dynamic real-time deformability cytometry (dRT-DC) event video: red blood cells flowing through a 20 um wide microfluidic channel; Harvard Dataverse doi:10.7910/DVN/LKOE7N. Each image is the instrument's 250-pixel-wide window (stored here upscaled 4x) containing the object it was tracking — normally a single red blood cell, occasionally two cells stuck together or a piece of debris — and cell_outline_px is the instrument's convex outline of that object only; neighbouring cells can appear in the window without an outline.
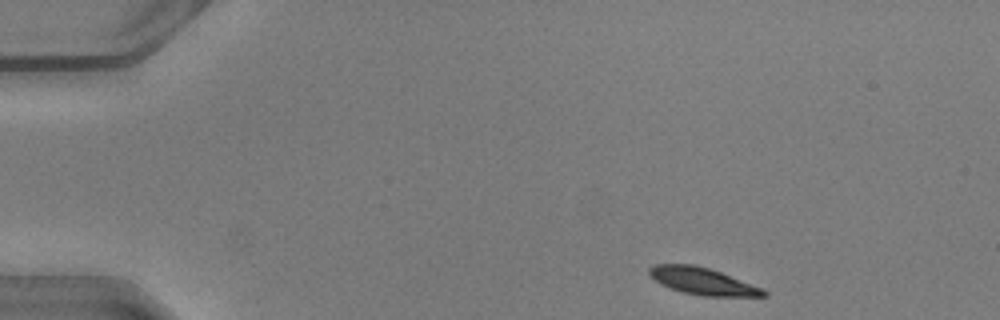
{"species": "common noctule bat (a hibernating species)", "species_latin": "Nyctalus noctula", "temperature_condition": "warm", "stored_images_in_passage": 44, "camera_frame_rate_fps": 3000, "um_per_image_px": 0.085, "animal": {"sex": "male", "body_mass_g": 20.5, "forearm_length_mm": 52.5}, "frame": {"image": 1, "passage_image": 1, "time_ms": 0.0, "image_size_px": [1000, 320], "cell_outline_px": [[768, 296], [704, 296], [684, 292], [660, 284], [648, 272], [648, 268], [656, 264], [696, 264], [720, 272], [764, 288], [768, 292]], "centroid_in_image_um": [59.76, 23.89], "position_along_channel_um": 25.2, "area_um2": 17.86}}
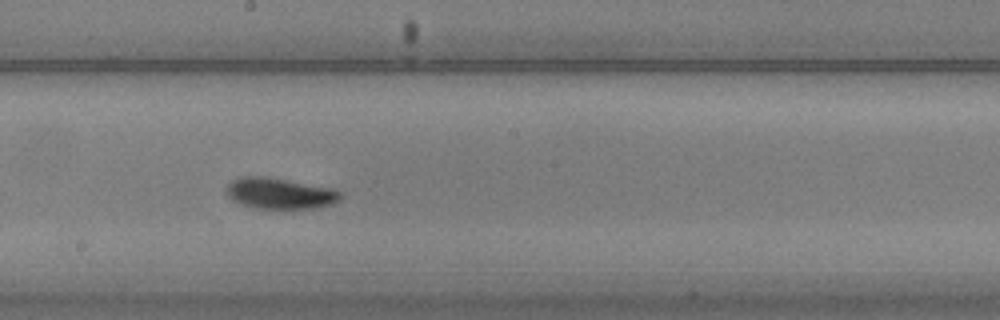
{"frame": {"image": 2, "passage_image": 22, "time_ms": 7.0, "image_size_px": [1000, 320], "cell_outline_px": [[340, 196], [332, 204], [316, 208], [280, 212], [252, 208], [240, 204], [232, 200], [224, 192], [224, 188], [232, 180], [240, 176], [264, 176], [332, 188], [340, 192]], "centroid_in_image_um": [23.7, 16.49], "position_along_channel_um": 224.5, "area_um2": 21.5}}
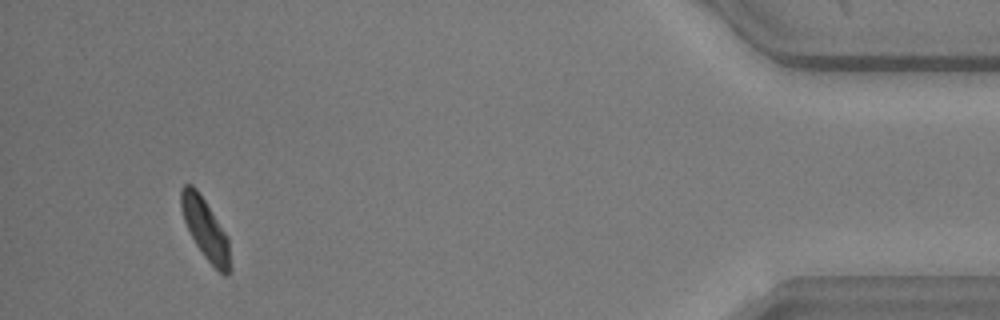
{"frame": {"image": 3, "passage_image": 41, "time_ms": 13.333, "image_size_px": [1000, 320], "cell_outline_px": [[232, 272], [228, 276], [224, 276], [204, 256], [196, 244], [184, 220], [180, 204], [180, 188], [184, 184], [192, 184], [196, 188], [228, 236], [232, 268]], "centroid_in_image_um": [17.49, 19.49], "position_along_channel_um": 417.7, "area_um2": 17.34}, "authors_computed_cell_mechanics": {"area_um2": 19.1029, "velocity_mm_per_s": 4.0631, "shape_relaxation_time_tau1_ms": 1.5852, "shape_relaxation_time_tau2_ms": null, "deformation_change_tau1": 0.087, "deformation_change_tau2": null}}